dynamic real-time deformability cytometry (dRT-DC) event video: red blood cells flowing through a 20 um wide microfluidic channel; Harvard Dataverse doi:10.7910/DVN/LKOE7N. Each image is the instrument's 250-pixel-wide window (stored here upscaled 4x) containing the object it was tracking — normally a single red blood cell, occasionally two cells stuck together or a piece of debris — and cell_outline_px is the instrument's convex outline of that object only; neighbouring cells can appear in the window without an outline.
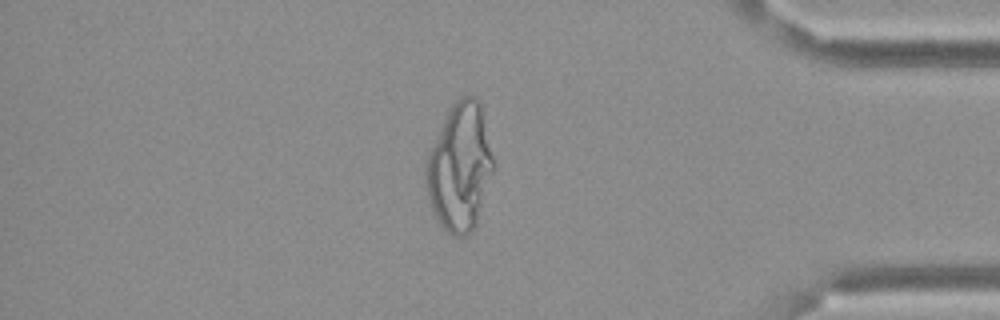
{"species": "Egyptian fruit bat (a non-hibernating species)", "species_latin": "Rousettus aegyptiacus", "temperature_condition": "cold", "stored_images_in_passage": 59, "camera_frame_rate_fps": 3000, "um_per_image_px": 0.085, "frame": {"image": 1, "passage_image": 51, "time_ms": 16.667, "image_size_px": [1000, 320], "cell_outline_px": [[496, 164], [476, 224], [472, 232], [464, 236], [452, 236], [436, 220], [424, 184], [424, 172], [428, 152], [448, 112], [456, 100], [460, 96], [472, 96], [480, 104]], "centroid_in_image_um": [39.08, 14.25], "position_along_channel_um": 396.1, "area_um2": 50.17}}